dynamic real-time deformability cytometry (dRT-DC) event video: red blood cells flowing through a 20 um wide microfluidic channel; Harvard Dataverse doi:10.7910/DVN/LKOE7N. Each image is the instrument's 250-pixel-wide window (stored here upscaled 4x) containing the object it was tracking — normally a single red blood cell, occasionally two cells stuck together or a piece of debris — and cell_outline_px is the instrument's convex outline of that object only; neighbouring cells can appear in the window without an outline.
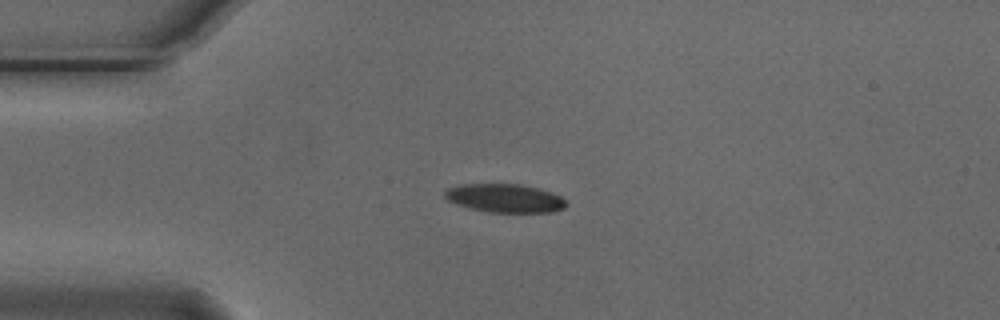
{"species": "Egyptian fruit bat (a non-hibernating species)", "species_latin": "Rousettus aegyptiacus", "temperature_condition": "cold", "stored_images_in_passage": 6, "camera_frame_rate_fps": 3000, "um_per_image_px": 0.085, "animal": {"sex": "male"}, "frame": {"image": 1, "passage_image": 3, "time_ms": 0.667, "image_size_px": [1000, 320], "cell_outline_px": [[568, 204], [564, 208], [556, 212], [488, 212], [468, 208], [456, 204], [448, 200], [444, 196], [444, 192], [448, 188], [464, 184], [520, 184], [536, 188], [560, 196]], "centroid_in_image_um": [42.9, 16.85], "position_along_channel_um": 42.1, "area_um2": 20.06}}
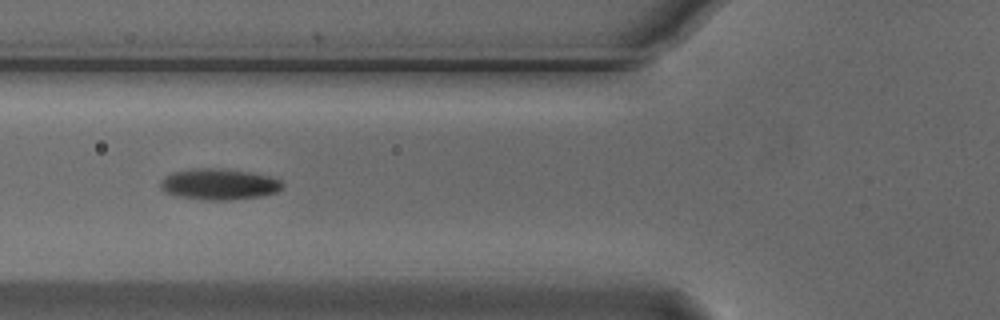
{"frame": {"image": 2, "passage_image": 5, "time_ms": 1.333, "image_size_px": [1000, 320], "cell_outline_px": [[284, 184], [276, 192], [260, 196], [228, 200], [204, 200], [176, 196], [164, 192], [160, 188], [160, 180], [164, 176], [172, 172], [192, 168], [224, 168], [252, 172], [272, 176], [280, 180]], "centroid_in_image_um": [18.58, 15.64], "position_along_channel_um": 107.2, "area_um2": 22.43}}
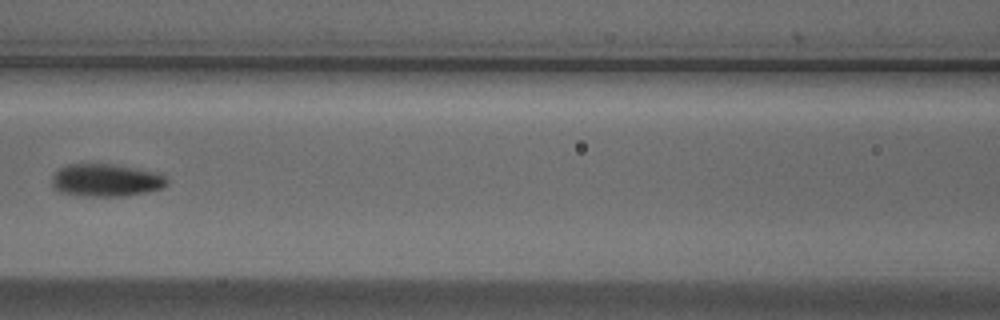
{"frame": {"image": 3, "passage_image": 6, "time_ms": 1.667, "image_size_px": [1000, 320], "cell_outline_px": [[168, 184], [160, 188], [148, 192], [124, 196], [84, 196], [60, 192], [52, 184], [52, 176], [60, 168], [68, 164], [112, 164], [160, 172], [168, 176]], "centroid_in_image_um": [9.07, 15.31], "position_along_channel_um": 157.5, "area_um2": 22.02}}